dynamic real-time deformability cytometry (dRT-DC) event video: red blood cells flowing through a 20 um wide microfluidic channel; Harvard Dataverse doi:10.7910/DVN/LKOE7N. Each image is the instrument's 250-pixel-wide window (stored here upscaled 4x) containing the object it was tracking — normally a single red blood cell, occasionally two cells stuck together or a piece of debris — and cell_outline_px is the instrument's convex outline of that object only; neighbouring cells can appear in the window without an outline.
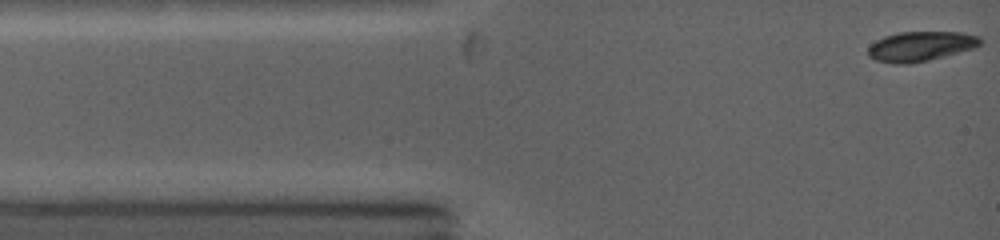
{"species": "common noctule bat (a hibernating species)", "species_latin": "Nyctalus noctula", "temperature_condition": "warm", "stored_images_in_passage": 18, "camera_frame_rate_fps": 5000, "um_per_image_px": 0.085, "animal": {"sex": "female", "body_mass_g": 19.0, "forearm_length_mm": 53.3}, "frame": {"image": 1, "passage_image": 1, "time_ms": 0.0, "image_size_px": [1000, 240], "cell_outline_px": [[980, 44], [972, 48], [924, 60], [876, 60], [868, 56], [868, 48], [876, 40], [884, 36], [900, 32], [956, 32], [980, 36]], "centroid_in_image_um": [78.26, 3.86], "position_along_channel_um": 6.7, "area_um2": 18.03}}
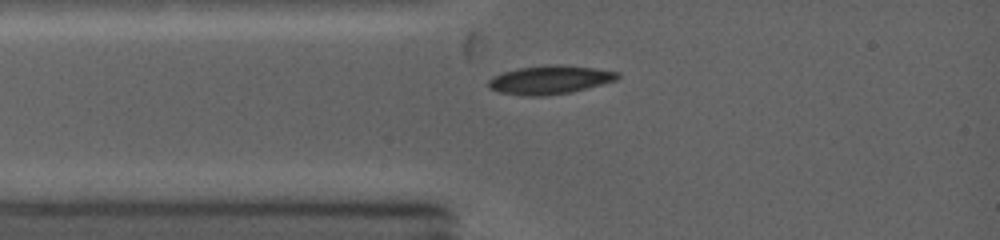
{"frame": {"image": 2, "passage_image": 7, "time_ms": 2.0, "image_size_px": [1000, 240], "cell_outline_px": [[620, 76], [612, 80], [600, 84], [568, 92], [540, 96], [528, 96], [500, 92], [492, 88], [488, 84], [488, 80], [504, 72], [520, 68], [592, 68], [616, 72]], "centroid_in_image_um": [46.66, 6.84], "position_along_channel_um": 38.3, "area_um2": 19.48}}
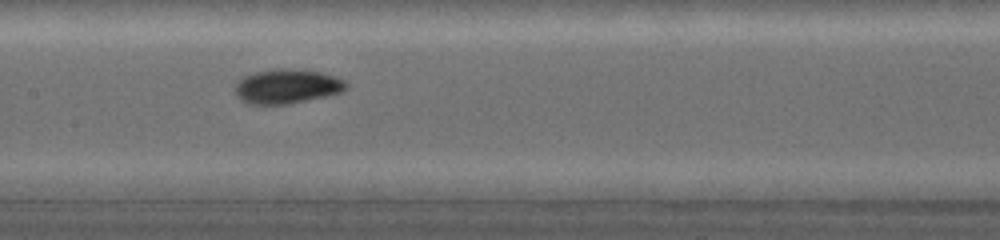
{"frame": {"image": 3, "passage_image": 17, "time_ms": 5.4, "image_size_px": [1000, 240], "cell_outline_px": [[344, 88], [340, 92], [284, 104], [248, 104], [236, 92], [236, 88], [240, 80], [244, 76], [256, 72], [284, 68], [320, 72], [332, 76], [340, 80], [344, 84]], "centroid_in_image_um": [24.33, 7.33], "position_along_channel_um": 183.1, "area_um2": 21.04}}